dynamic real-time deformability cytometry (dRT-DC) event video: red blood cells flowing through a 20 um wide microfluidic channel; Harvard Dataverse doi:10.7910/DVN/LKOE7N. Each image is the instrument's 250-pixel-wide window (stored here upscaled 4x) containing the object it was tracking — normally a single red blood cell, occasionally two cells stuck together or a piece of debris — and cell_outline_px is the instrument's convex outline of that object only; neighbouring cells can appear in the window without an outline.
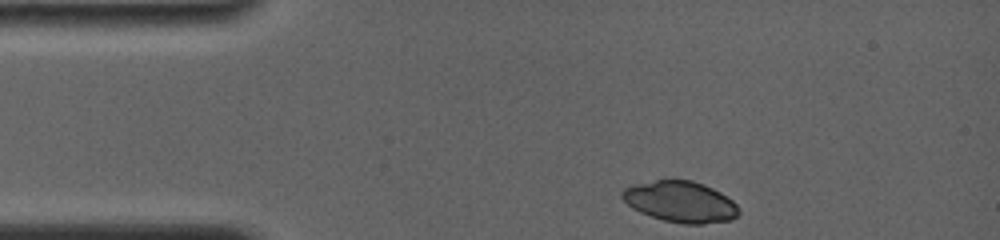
{"species": "common noctule bat (a hibernating species)", "species_latin": "Nyctalus noctula", "temperature_condition": "room temperature", "stored_images_in_passage": 6, "camera_frame_rate_fps": 4000, "um_per_image_px": 0.085, "animal": {"sex": "female", "body_mass_g": 19.0, "forearm_length_mm": 56.7}, "frame": {"image": 1, "passage_image": 1, "time_ms": 0.0, "image_size_px": [1000, 240], "cell_outline_px": [[740, 212], [732, 220], [704, 224], [684, 224], [664, 220], [640, 212], [632, 208], [620, 196], [620, 192], [624, 188], [632, 184], [656, 180], [692, 180], [704, 184], [720, 192], [732, 200], [740, 208]], "centroid_in_image_um": [57.84, 17.15], "position_along_channel_um": 27.2, "area_um2": 28.03}}